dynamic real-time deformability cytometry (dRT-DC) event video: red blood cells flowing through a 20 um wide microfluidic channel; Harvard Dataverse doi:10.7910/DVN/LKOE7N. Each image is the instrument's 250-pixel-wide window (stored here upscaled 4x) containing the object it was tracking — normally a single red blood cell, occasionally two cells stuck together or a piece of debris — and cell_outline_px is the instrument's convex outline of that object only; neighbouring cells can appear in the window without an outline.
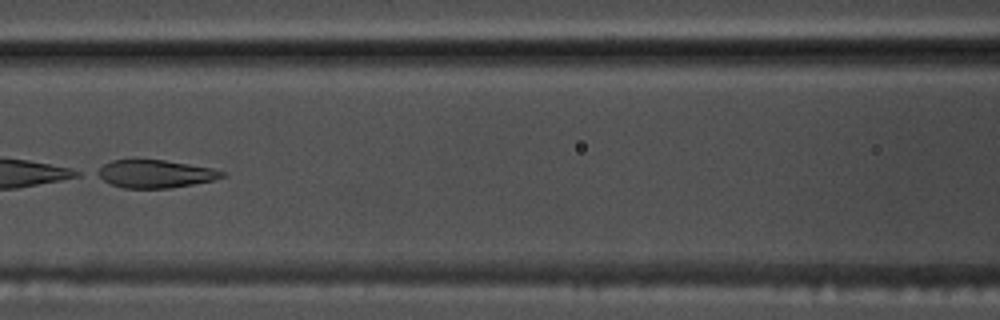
{"species": "common noctule bat (a hibernating species)", "species_latin": "Nyctalus noctula", "temperature_condition": "warm", "stored_images_in_passage": 42, "camera_frame_rate_fps": 3000, "um_per_image_px": 0.085, "animal": {"sex": "male", "body_mass_g": 17.5, "forearm_length_mm": 52.3}, "frame": {"image": 1, "passage_image": 13, "time_ms": 4.0, "image_size_px": [1000, 320], "cell_outline_px": [[224, 176], [212, 180], [172, 188], [124, 188], [112, 184], [96, 176], [92, 172], [104, 164], [112, 160], [164, 160], [212, 168], [224, 172]], "centroid_in_image_um": [13.13, 14.78], "position_along_channel_um": 153.5, "area_um2": 20.11}}